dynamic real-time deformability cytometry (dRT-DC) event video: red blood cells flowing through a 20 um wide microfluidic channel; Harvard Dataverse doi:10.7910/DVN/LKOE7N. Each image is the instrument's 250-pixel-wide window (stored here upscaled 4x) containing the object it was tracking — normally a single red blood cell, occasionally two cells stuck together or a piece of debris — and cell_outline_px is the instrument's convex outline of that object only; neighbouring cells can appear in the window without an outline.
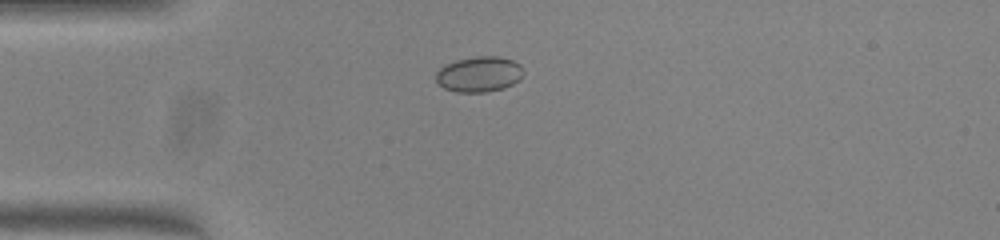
{"species": "common noctule bat (a hibernating species)", "species_latin": "Nyctalus noctula", "temperature_condition": "warm", "stored_images_in_passage": 39, "camera_frame_rate_fps": 3000, "um_per_image_px": 0.085, "animal": {"sex": "female", "body_mass_g": 23.0, "forearm_length_mm": 53.4}, "frame": {"image": 1, "passage_image": 1, "time_ms": 0.0, "image_size_px": [1000, 240], "cell_outline_px": [[524, 72], [520, 80], [504, 88], [484, 92], [456, 92], [444, 88], [436, 80], [436, 72], [444, 64], [456, 60], [476, 56], [496, 56], [512, 60], [520, 64], [524, 68]], "centroid_in_image_um": [40.74, 6.3], "position_along_channel_um": 44.3, "area_um2": 18.21}}
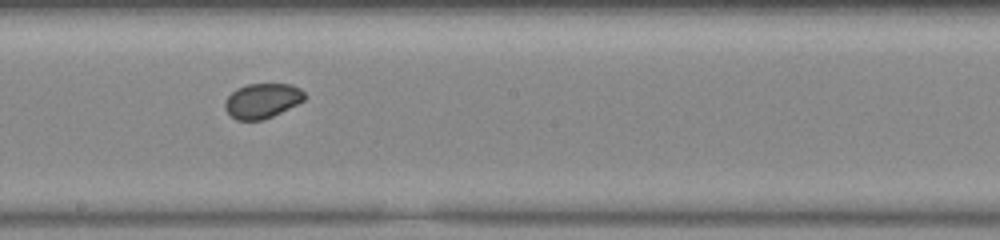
{"frame": {"image": 2, "passage_image": 16, "time_ms": 5.0, "image_size_px": [1000, 240], "cell_outline_px": [[308, 96], [304, 100], [272, 116], [260, 120], [236, 120], [224, 108], [224, 100], [236, 88], [248, 84], [292, 84], [300, 88]], "centroid_in_image_um": [22.28, 8.55], "position_along_channel_um": 225.9, "area_um2": 16.13}}
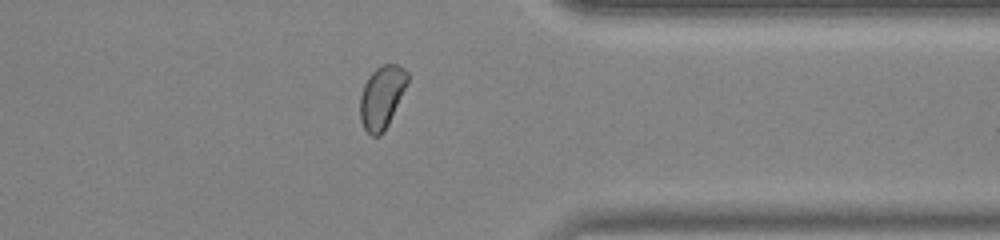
{"frame": {"image": 3, "passage_image": 28, "time_ms": 9.0, "image_size_px": [1000, 240], "cell_outline_px": [[408, 80], [388, 124], [384, 132], [380, 136], [372, 136], [364, 128], [360, 120], [360, 96], [364, 84], [368, 76], [376, 68], [384, 64], [396, 64], [404, 68], [408, 72]], "centroid_in_image_um": [32.43, 8.25], "position_along_channel_um": 379.0, "area_um2": 17.11}, "authors_computed_cell_mechanics": {"area_um2": 16.762, "velocity_mm_per_s": 4.0303, "shape_relaxation_time_tau1_ms": null, "shape_relaxation_time_tau2_ms": 1.5632, "deformation_change_tau1": null, "deformation_change_tau2": 0.0265}}